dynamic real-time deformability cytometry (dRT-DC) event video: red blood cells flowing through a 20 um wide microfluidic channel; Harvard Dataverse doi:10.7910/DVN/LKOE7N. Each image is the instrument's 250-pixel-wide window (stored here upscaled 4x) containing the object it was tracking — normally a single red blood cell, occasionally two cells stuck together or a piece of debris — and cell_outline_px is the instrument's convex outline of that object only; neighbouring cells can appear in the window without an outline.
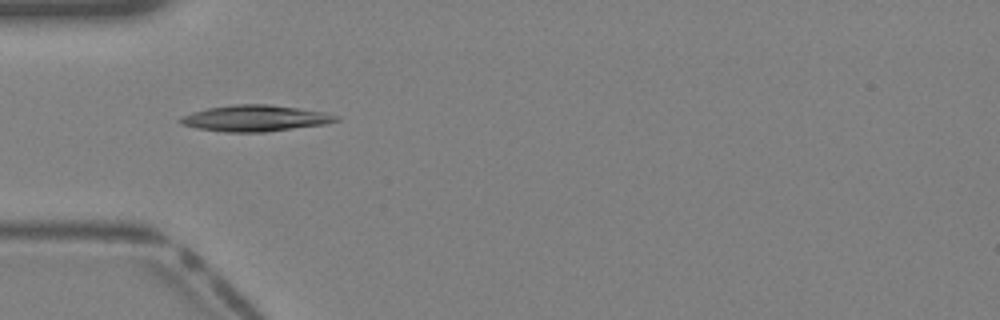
{"species": "Egyptian fruit bat (a non-hibernating species)", "species_latin": "Rousettus aegyptiacus", "temperature_condition": "warm", "stored_images_in_passage": 28, "camera_frame_rate_fps": 3000, "um_per_image_px": 0.085, "animal": {"sex": "female"}, "frame": {"image": 1, "passage_image": 1, "time_ms": 0.0, "image_size_px": [1000, 320], "cell_outline_px": [[340, 120], [324, 124], [264, 132], [224, 132], [196, 128], [180, 124], [176, 120], [180, 116], [192, 112], [208, 108], [236, 104], [268, 104], [324, 112], [340, 116]], "centroid_in_image_um": [21.63, 10.05], "position_along_channel_um": 63.4, "area_um2": 23.76}}
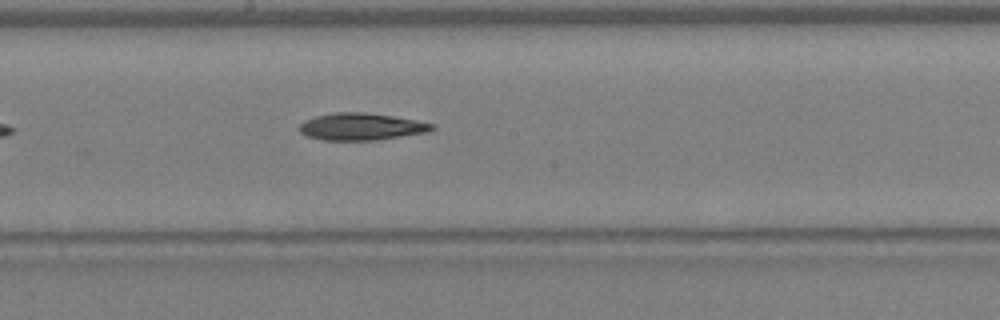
{"frame": {"image": 2, "passage_image": 10, "time_ms": 3.0, "image_size_px": [1000, 320], "cell_outline_px": [[436, 128], [428, 132], [376, 140], [320, 140], [304, 136], [300, 132], [300, 124], [304, 120], [316, 116], [336, 112], [360, 112], [392, 116], [416, 120], [432, 124]], "centroid_in_image_um": [30.67, 10.77], "position_along_channel_um": 217.5, "area_um2": 20.87}}
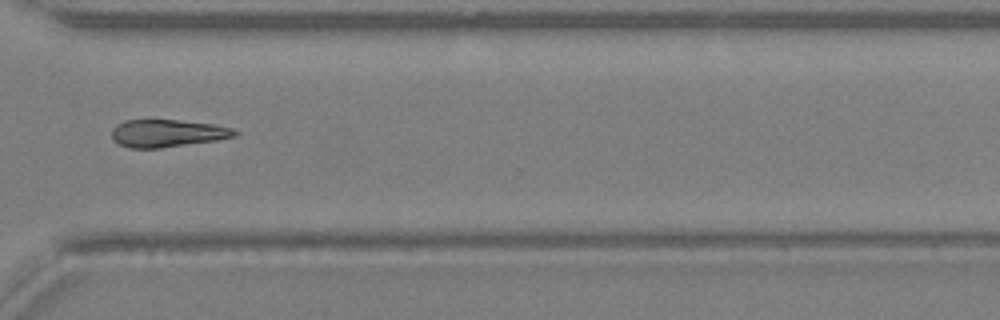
{"frame": {"image": 3, "passage_image": 18, "time_ms": 5.667, "image_size_px": [1000, 320], "cell_outline_px": [[240, 132], [236, 136], [216, 140], [160, 148], [128, 148], [112, 140], [112, 128], [116, 124], [124, 120], [180, 120], [212, 124], [232, 128]], "centroid_in_image_um": [14.2, 11.32], "position_along_channel_um": 356.4, "area_um2": 19.77}}